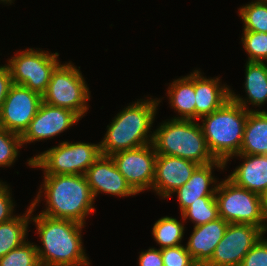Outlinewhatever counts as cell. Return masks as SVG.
<instances>
[{"label": "cell", "instance_id": "d6986e66", "mask_svg": "<svg viewBox=\"0 0 267 266\" xmlns=\"http://www.w3.org/2000/svg\"><path fill=\"white\" fill-rule=\"evenodd\" d=\"M195 70V121L219 109L229 98L230 88L221 86L220 79L201 76Z\"/></svg>", "mask_w": 267, "mask_h": 266}, {"label": "cell", "instance_id": "6da1fadb", "mask_svg": "<svg viewBox=\"0 0 267 266\" xmlns=\"http://www.w3.org/2000/svg\"><path fill=\"white\" fill-rule=\"evenodd\" d=\"M35 222L43 247L36 245L41 266H88L90 262L82 246L83 224L40 214Z\"/></svg>", "mask_w": 267, "mask_h": 266}, {"label": "cell", "instance_id": "7a4b0ae2", "mask_svg": "<svg viewBox=\"0 0 267 266\" xmlns=\"http://www.w3.org/2000/svg\"><path fill=\"white\" fill-rule=\"evenodd\" d=\"M160 100H139L124 108L107 125V132L100 142L101 155L112 154L142 147L153 142L154 133H150Z\"/></svg>", "mask_w": 267, "mask_h": 266}, {"label": "cell", "instance_id": "9a60e30c", "mask_svg": "<svg viewBox=\"0 0 267 266\" xmlns=\"http://www.w3.org/2000/svg\"><path fill=\"white\" fill-rule=\"evenodd\" d=\"M198 166L187 159L157 154L152 189L162 198L169 197L191 178Z\"/></svg>", "mask_w": 267, "mask_h": 266}, {"label": "cell", "instance_id": "d4e9b609", "mask_svg": "<svg viewBox=\"0 0 267 266\" xmlns=\"http://www.w3.org/2000/svg\"><path fill=\"white\" fill-rule=\"evenodd\" d=\"M181 216L183 221L189 218L194 226H199L219 218L216 197H201V201L193 202L185 209Z\"/></svg>", "mask_w": 267, "mask_h": 266}, {"label": "cell", "instance_id": "8fae6325", "mask_svg": "<svg viewBox=\"0 0 267 266\" xmlns=\"http://www.w3.org/2000/svg\"><path fill=\"white\" fill-rule=\"evenodd\" d=\"M264 233L260 227L251 224L230 223L207 265L240 266Z\"/></svg>", "mask_w": 267, "mask_h": 266}, {"label": "cell", "instance_id": "74e56055", "mask_svg": "<svg viewBox=\"0 0 267 266\" xmlns=\"http://www.w3.org/2000/svg\"><path fill=\"white\" fill-rule=\"evenodd\" d=\"M195 266H209L207 264H196Z\"/></svg>", "mask_w": 267, "mask_h": 266}, {"label": "cell", "instance_id": "d590c367", "mask_svg": "<svg viewBox=\"0 0 267 266\" xmlns=\"http://www.w3.org/2000/svg\"><path fill=\"white\" fill-rule=\"evenodd\" d=\"M1 1H2V2H5V3H8V2H9L10 4L12 3V0H0V2H1Z\"/></svg>", "mask_w": 267, "mask_h": 266}, {"label": "cell", "instance_id": "e0dca14e", "mask_svg": "<svg viewBox=\"0 0 267 266\" xmlns=\"http://www.w3.org/2000/svg\"><path fill=\"white\" fill-rule=\"evenodd\" d=\"M213 167L223 169L225 168V163L215 160L206 165H199L194 170L191 178L182 187L174 191L178 196L181 213L193 202L201 201V197H215L217 188L215 183H217V181L215 180L216 178L212 176ZM211 184L214 187H211Z\"/></svg>", "mask_w": 267, "mask_h": 266}, {"label": "cell", "instance_id": "9c48e42d", "mask_svg": "<svg viewBox=\"0 0 267 266\" xmlns=\"http://www.w3.org/2000/svg\"><path fill=\"white\" fill-rule=\"evenodd\" d=\"M26 49L15 53L16 56L9 59V67L14 84L23 85L31 91L43 95L51 80L55 68L60 64L59 54L48 51Z\"/></svg>", "mask_w": 267, "mask_h": 266}, {"label": "cell", "instance_id": "44dd1931", "mask_svg": "<svg viewBox=\"0 0 267 266\" xmlns=\"http://www.w3.org/2000/svg\"><path fill=\"white\" fill-rule=\"evenodd\" d=\"M239 154L267 155V112L251 110L244 128Z\"/></svg>", "mask_w": 267, "mask_h": 266}, {"label": "cell", "instance_id": "7c38bea8", "mask_svg": "<svg viewBox=\"0 0 267 266\" xmlns=\"http://www.w3.org/2000/svg\"><path fill=\"white\" fill-rule=\"evenodd\" d=\"M42 102L39 93L13 83L0 108V128L22 135Z\"/></svg>", "mask_w": 267, "mask_h": 266}, {"label": "cell", "instance_id": "8992f818", "mask_svg": "<svg viewBox=\"0 0 267 266\" xmlns=\"http://www.w3.org/2000/svg\"><path fill=\"white\" fill-rule=\"evenodd\" d=\"M100 156V143L63 141L58 146L30 158L28 165L31 168H41L44 175H85Z\"/></svg>", "mask_w": 267, "mask_h": 266}, {"label": "cell", "instance_id": "ac0fdd59", "mask_svg": "<svg viewBox=\"0 0 267 266\" xmlns=\"http://www.w3.org/2000/svg\"><path fill=\"white\" fill-rule=\"evenodd\" d=\"M234 156L245 160L227 178L235 185L262 196L267 190V155Z\"/></svg>", "mask_w": 267, "mask_h": 266}, {"label": "cell", "instance_id": "30bf717a", "mask_svg": "<svg viewBox=\"0 0 267 266\" xmlns=\"http://www.w3.org/2000/svg\"><path fill=\"white\" fill-rule=\"evenodd\" d=\"M111 157L119 172L137 194L152 189L157 159L152 143L116 152Z\"/></svg>", "mask_w": 267, "mask_h": 266}, {"label": "cell", "instance_id": "4dcf8cb0", "mask_svg": "<svg viewBox=\"0 0 267 266\" xmlns=\"http://www.w3.org/2000/svg\"><path fill=\"white\" fill-rule=\"evenodd\" d=\"M240 266H267V239L262 236L245 255Z\"/></svg>", "mask_w": 267, "mask_h": 266}, {"label": "cell", "instance_id": "4316f807", "mask_svg": "<svg viewBox=\"0 0 267 266\" xmlns=\"http://www.w3.org/2000/svg\"><path fill=\"white\" fill-rule=\"evenodd\" d=\"M0 266H41L36 245L25 241L5 256L0 257Z\"/></svg>", "mask_w": 267, "mask_h": 266}, {"label": "cell", "instance_id": "5b68a950", "mask_svg": "<svg viewBox=\"0 0 267 266\" xmlns=\"http://www.w3.org/2000/svg\"><path fill=\"white\" fill-rule=\"evenodd\" d=\"M153 132L152 144L157 154L180 157L198 165L215 161L201 125L194 120L171 119Z\"/></svg>", "mask_w": 267, "mask_h": 266}, {"label": "cell", "instance_id": "603a6c76", "mask_svg": "<svg viewBox=\"0 0 267 266\" xmlns=\"http://www.w3.org/2000/svg\"><path fill=\"white\" fill-rule=\"evenodd\" d=\"M169 86L167 93L171 106L180 114V117L172 119L195 120V70Z\"/></svg>", "mask_w": 267, "mask_h": 266}, {"label": "cell", "instance_id": "5bb4252c", "mask_svg": "<svg viewBox=\"0 0 267 266\" xmlns=\"http://www.w3.org/2000/svg\"><path fill=\"white\" fill-rule=\"evenodd\" d=\"M85 176L94 199L100 192L120 197L137 194L119 172L111 156L101 155L88 168Z\"/></svg>", "mask_w": 267, "mask_h": 266}, {"label": "cell", "instance_id": "52a82bcc", "mask_svg": "<svg viewBox=\"0 0 267 266\" xmlns=\"http://www.w3.org/2000/svg\"><path fill=\"white\" fill-rule=\"evenodd\" d=\"M215 197L219 217L229 224H251L267 232L261 195L241 188L227 178L217 184Z\"/></svg>", "mask_w": 267, "mask_h": 266}, {"label": "cell", "instance_id": "cb8c5ba5", "mask_svg": "<svg viewBox=\"0 0 267 266\" xmlns=\"http://www.w3.org/2000/svg\"><path fill=\"white\" fill-rule=\"evenodd\" d=\"M184 229V225L176 218L166 216L155 222L152 235L157 244L160 245L159 249L174 247L182 245Z\"/></svg>", "mask_w": 267, "mask_h": 266}, {"label": "cell", "instance_id": "2e32d148", "mask_svg": "<svg viewBox=\"0 0 267 266\" xmlns=\"http://www.w3.org/2000/svg\"><path fill=\"white\" fill-rule=\"evenodd\" d=\"M229 223L219 217L211 222L194 226L187 242L186 250L196 264H207L219 241L224 237Z\"/></svg>", "mask_w": 267, "mask_h": 266}, {"label": "cell", "instance_id": "d6a6232c", "mask_svg": "<svg viewBox=\"0 0 267 266\" xmlns=\"http://www.w3.org/2000/svg\"><path fill=\"white\" fill-rule=\"evenodd\" d=\"M138 263L139 266H164L161 249L150 248L141 252Z\"/></svg>", "mask_w": 267, "mask_h": 266}, {"label": "cell", "instance_id": "836d02e7", "mask_svg": "<svg viewBox=\"0 0 267 266\" xmlns=\"http://www.w3.org/2000/svg\"><path fill=\"white\" fill-rule=\"evenodd\" d=\"M12 84L13 81L9 67L7 65L0 66V108L3 105Z\"/></svg>", "mask_w": 267, "mask_h": 266}, {"label": "cell", "instance_id": "83f0119b", "mask_svg": "<svg viewBox=\"0 0 267 266\" xmlns=\"http://www.w3.org/2000/svg\"><path fill=\"white\" fill-rule=\"evenodd\" d=\"M243 48L248 54V62H267V33L243 31Z\"/></svg>", "mask_w": 267, "mask_h": 266}, {"label": "cell", "instance_id": "ba28073f", "mask_svg": "<svg viewBox=\"0 0 267 266\" xmlns=\"http://www.w3.org/2000/svg\"><path fill=\"white\" fill-rule=\"evenodd\" d=\"M89 92L79 69L71 62L60 63L52 73L42 100L48 105L69 109L82 118L88 110Z\"/></svg>", "mask_w": 267, "mask_h": 266}, {"label": "cell", "instance_id": "277c9868", "mask_svg": "<svg viewBox=\"0 0 267 266\" xmlns=\"http://www.w3.org/2000/svg\"><path fill=\"white\" fill-rule=\"evenodd\" d=\"M229 98L219 109L202 117V130L209 152L215 160L227 164L239 154L248 113Z\"/></svg>", "mask_w": 267, "mask_h": 266}, {"label": "cell", "instance_id": "8d00e7d4", "mask_svg": "<svg viewBox=\"0 0 267 266\" xmlns=\"http://www.w3.org/2000/svg\"><path fill=\"white\" fill-rule=\"evenodd\" d=\"M255 2L267 3V0H256Z\"/></svg>", "mask_w": 267, "mask_h": 266}, {"label": "cell", "instance_id": "4fadbf2b", "mask_svg": "<svg viewBox=\"0 0 267 266\" xmlns=\"http://www.w3.org/2000/svg\"><path fill=\"white\" fill-rule=\"evenodd\" d=\"M78 120L80 117L75 112L42 102L35 117L21 135L22 145L53 138L77 123Z\"/></svg>", "mask_w": 267, "mask_h": 266}, {"label": "cell", "instance_id": "1f68e13d", "mask_svg": "<svg viewBox=\"0 0 267 266\" xmlns=\"http://www.w3.org/2000/svg\"><path fill=\"white\" fill-rule=\"evenodd\" d=\"M4 182L0 181V224L14 218V203L10 195V189Z\"/></svg>", "mask_w": 267, "mask_h": 266}, {"label": "cell", "instance_id": "484cf974", "mask_svg": "<svg viewBox=\"0 0 267 266\" xmlns=\"http://www.w3.org/2000/svg\"><path fill=\"white\" fill-rule=\"evenodd\" d=\"M243 31L267 33V3L251 2L239 8Z\"/></svg>", "mask_w": 267, "mask_h": 266}, {"label": "cell", "instance_id": "ffe728a7", "mask_svg": "<svg viewBox=\"0 0 267 266\" xmlns=\"http://www.w3.org/2000/svg\"><path fill=\"white\" fill-rule=\"evenodd\" d=\"M246 63L244 86L248 98L243 100V98L235 95L232 90H230V98L244 109L249 110L246 104L259 106L264 105L267 101V63L248 61Z\"/></svg>", "mask_w": 267, "mask_h": 266}, {"label": "cell", "instance_id": "e575fe53", "mask_svg": "<svg viewBox=\"0 0 267 266\" xmlns=\"http://www.w3.org/2000/svg\"><path fill=\"white\" fill-rule=\"evenodd\" d=\"M262 202H263V210L265 217L267 219V190L266 192L262 195Z\"/></svg>", "mask_w": 267, "mask_h": 266}, {"label": "cell", "instance_id": "f546056e", "mask_svg": "<svg viewBox=\"0 0 267 266\" xmlns=\"http://www.w3.org/2000/svg\"><path fill=\"white\" fill-rule=\"evenodd\" d=\"M164 266H195L194 259L183 245L161 249Z\"/></svg>", "mask_w": 267, "mask_h": 266}, {"label": "cell", "instance_id": "7402d4cb", "mask_svg": "<svg viewBox=\"0 0 267 266\" xmlns=\"http://www.w3.org/2000/svg\"><path fill=\"white\" fill-rule=\"evenodd\" d=\"M41 193L42 191L39 190L37 197L24 215H15L14 218L0 224V257L5 256L9 251L19 247L26 241L28 223L32 222L29 219H31V214L41 199Z\"/></svg>", "mask_w": 267, "mask_h": 266}, {"label": "cell", "instance_id": "3957f363", "mask_svg": "<svg viewBox=\"0 0 267 266\" xmlns=\"http://www.w3.org/2000/svg\"><path fill=\"white\" fill-rule=\"evenodd\" d=\"M45 216L85 224V218L95 209L94 197L85 175H44ZM44 187V188H42Z\"/></svg>", "mask_w": 267, "mask_h": 266}, {"label": "cell", "instance_id": "f1b7e54d", "mask_svg": "<svg viewBox=\"0 0 267 266\" xmlns=\"http://www.w3.org/2000/svg\"><path fill=\"white\" fill-rule=\"evenodd\" d=\"M21 146V135L0 128V167H10L15 162Z\"/></svg>", "mask_w": 267, "mask_h": 266}]
</instances>
